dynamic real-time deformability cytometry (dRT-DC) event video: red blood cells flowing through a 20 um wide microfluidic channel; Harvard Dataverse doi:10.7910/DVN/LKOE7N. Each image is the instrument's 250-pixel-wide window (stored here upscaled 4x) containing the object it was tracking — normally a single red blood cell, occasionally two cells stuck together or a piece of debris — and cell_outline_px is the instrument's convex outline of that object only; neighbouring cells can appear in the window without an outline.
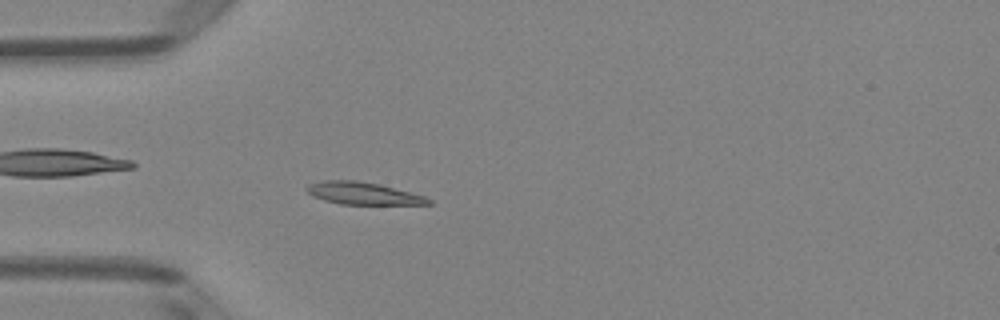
{"species": "Egyptian fruit bat (a non-hibernating species)", "species_latin": "Rousettus aegyptiacus", "temperature_condition": "room temperature", "stored_images_in_passage": 42, "camera_frame_rate_fps": 3000, "um_per_image_px": 0.085, "animal": {"sex": "female"}, "frame": {"image": 1, "passage_image": 6, "time_ms": 1.667, "image_size_px": [1000, 320], "cell_outline_px": [[432, 204], [340, 204], [324, 200], [312, 196], [304, 188], [308, 184], [324, 180], [356, 180], [380, 184], [424, 196], [432, 200]], "centroid_in_image_um": [30.82, 16.43], "position_along_channel_um": 54.2, "area_um2": 15.78}}
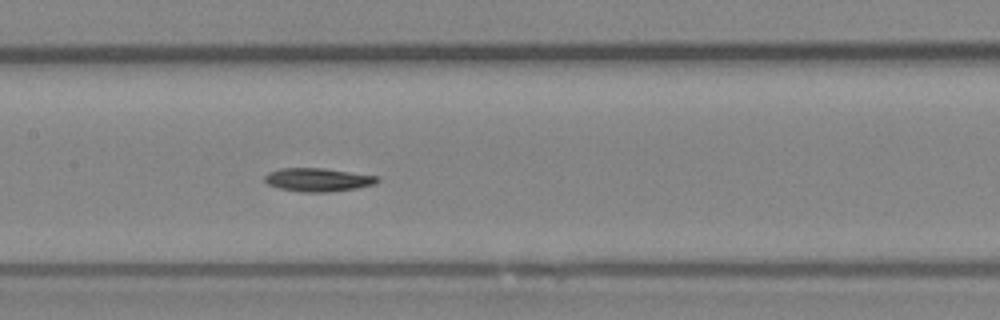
{"frame": {"image": 2, "passage_image": 16, "time_ms": 5.0, "image_size_px": [1000, 320], "cell_outline_px": [[380, 180], [376, 184], [356, 188], [328, 192], [304, 192], [280, 188], [268, 184], [264, 180], [264, 176], [268, 172], [280, 168], [324, 168], [380, 176]], "centroid_in_image_um": [27.05, 15.27], "position_along_channel_um": 180.3, "area_um2": 15.43}}
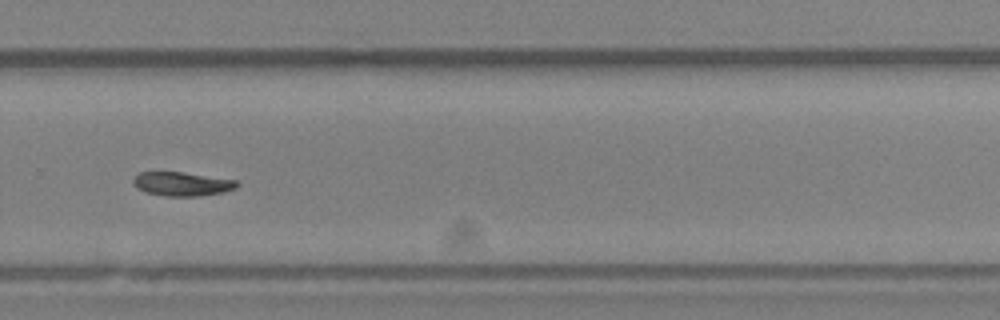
{"frame": {"image": 3, "passage_image": 26, "time_ms": 8.333, "image_size_px": [1000, 320], "cell_outline_px": [[240, 184], [236, 188], [224, 192], [200, 196], [164, 196], [144, 192], [136, 188], [132, 184], [132, 180], [140, 172], [184, 172], [236, 180]], "centroid_in_image_um": [15.46, 15.64], "position_along_channel_um": 314.3, "area_um2": 14.62}, "authors_computed_cell_mechanics": {"area_um2": 14.8546, "velocity_mm_per_s": 4.0305, "shape_relaxation_time_tau1_ms": 3.178, "shape_relaxation_time_tau2_ms": 6.2674, "deformation_change_tau1": 0.1244, "deformation_change_tau2": 0.1081}}